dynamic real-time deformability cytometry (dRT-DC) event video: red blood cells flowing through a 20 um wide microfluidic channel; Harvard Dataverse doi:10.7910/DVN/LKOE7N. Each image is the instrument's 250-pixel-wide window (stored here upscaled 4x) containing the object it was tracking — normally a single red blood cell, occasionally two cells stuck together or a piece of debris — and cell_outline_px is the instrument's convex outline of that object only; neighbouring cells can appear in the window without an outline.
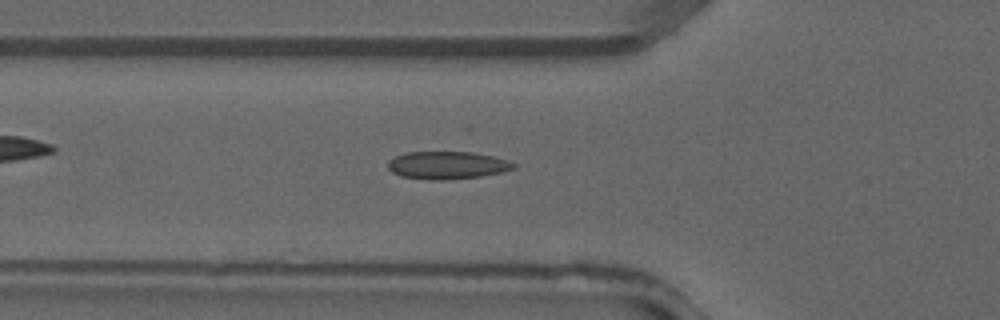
{"species": "common noctule bat (a hibernating species)", "species_latin": "Nyctalus noctula", "temperature_condition": "warm", "stored_images_in_passage": 37, "camera_frame_rate_fps": 3000, "um_per_image_px": 0.085, "animal": {"sex": "male", "forearm_length_mm": 52.5}, "frame": {"image": 1, "passage_image": 12, "time_ms": 3.667, "image_size_px": [1000, 320], "cell_outline_px": [[516, 168], [504, 172], [480, 176], [444, 180], [428, 180], [400, 176], [392, 172], [388, 168], [388, 160], [396, 156], [408, 152], [472, 152], [492, 156], [508, 160], [516, 164]], "centroid_in_image_um": [38.02, 14.05], "position_along_channel_um": 87.8, "area_um2": 20.35}}
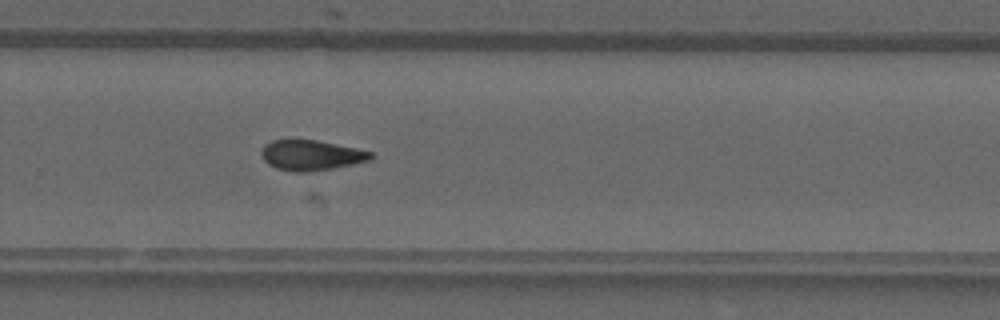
{"frame": {"image": 2, "passage_image": 24, "time_ms": 7.667, "image_size_px": [1000, 320], "cell_outline_px": [[376, 156], [372, 160], [332, 168], [308, 172], [292, 172], [276, 168], [268, 164], [264, 160], [260, 152], [264, 144], [272, 140], [316, 140], [356, 148], [372, 152]], "centroid_in_image_um": [26.45, 13.2], "position_along_channel_um": 303.3, "area_um2": 19.36}}
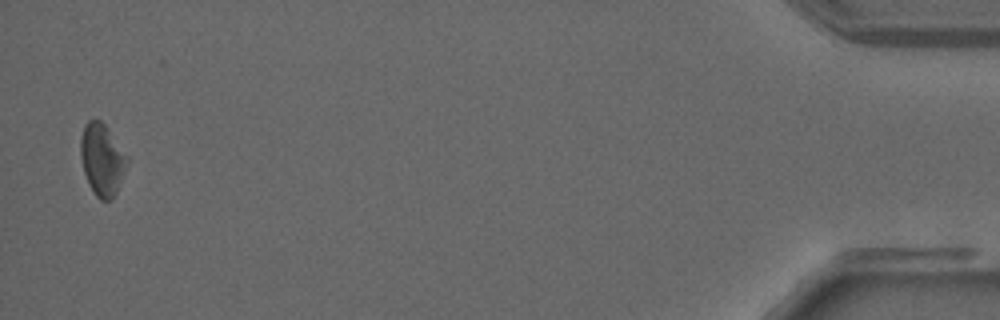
{"frame": {"image": 3, "passage_image": 36, "time_ms": 11.667, "image_size_px": [1000, 320], "cell_outline_px": [[128, 164], [116, 192], [112, 200], [100, 200], [96, 196], [88, 184], [84, 172], [80, 156], [80, 136], [84, 124], [88, 120], [96, 116], [108, 128], [128, 156]], "centroid_in_image_um": [8.66, 13.52], "position_along_channel_um": 426.5, "area_um2": 19.83}}